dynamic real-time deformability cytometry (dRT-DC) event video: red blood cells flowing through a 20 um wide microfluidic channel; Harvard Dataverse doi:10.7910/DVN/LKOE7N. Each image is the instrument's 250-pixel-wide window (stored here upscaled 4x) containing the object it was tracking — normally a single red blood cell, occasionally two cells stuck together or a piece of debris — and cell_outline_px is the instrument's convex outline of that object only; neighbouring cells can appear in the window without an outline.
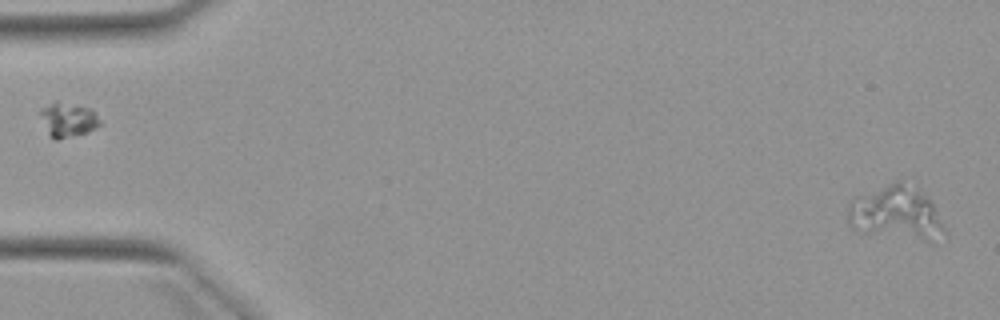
{"species": "Egyptian fruit bat (a non-hibernating species)", "species_latin": "Rousettus aegyptiacus", "temperature_condition": "warm", "stored_images_in_passage": 5, "segment_of_instrument_passage": [1, 2], "camera_frame_rate_fps": 3000, "um_per_image_px": 0.085, "animal": {"sex": "female"}, "frame": {"image": 1, "passage_image": 1, "time_ms": 0.0, "image_size_px": [1000, 320], "cell_outline_px": [[948, 236], [936, 244], [932, 244], [864, 232], [852, 228], [848, 224], [848, 204], [852, 200], [860, 196], [896, 180], [900, 180], [924, 196], [932, 204]], "centroid_in_image_um": [76.22, 18.22], "position_along_channel_um": 8.8, "area_um2": 30.29}}
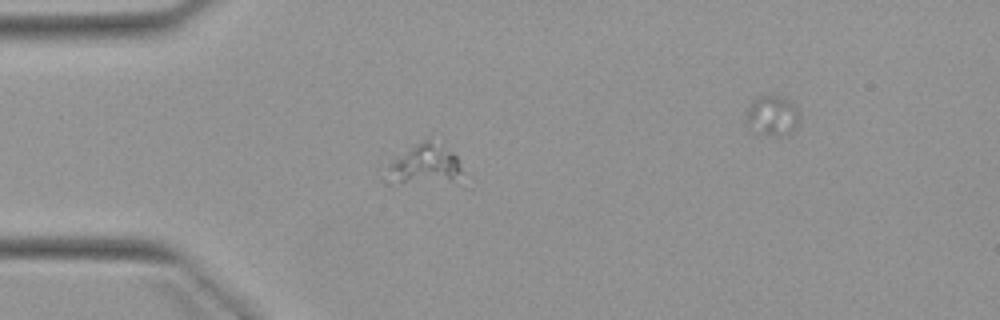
{"frame": {"image": 2, "passage_image": 4, "time_ms": 4.333, "image_size_px": [1000, 320], "cell_outline_px": [[460, 172], [452, 180], [392, 184], [388, 168], [388, 164], [416, 144], [428, 136], [452, 152], [456, 156], [460, 168]], "centroid_in_image_um": [36.08, 13.94], "position_along_channel_um": 48.9, "area_um2": 16.76}}